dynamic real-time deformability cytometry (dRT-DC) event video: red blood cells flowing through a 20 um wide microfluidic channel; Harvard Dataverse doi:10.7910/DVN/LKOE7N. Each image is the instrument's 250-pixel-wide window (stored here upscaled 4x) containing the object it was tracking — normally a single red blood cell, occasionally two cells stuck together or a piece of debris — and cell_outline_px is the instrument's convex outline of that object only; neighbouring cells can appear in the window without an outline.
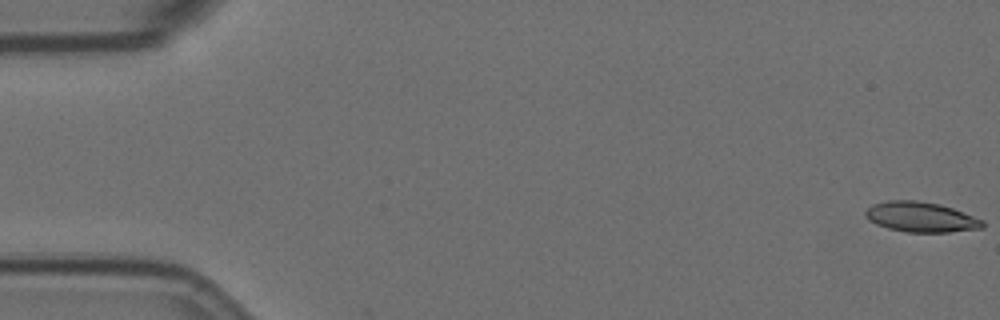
{"species": "Egyptian fruit bat (a non-hibernating species)", "species_latin": "Rousettus aegyptiacus", "temperature_condition": "room temperature", "stored_images_in_passage": 52, "camera_frame_rate_fps": 3000, "um_per_image_px": 0.085, "animal": {"sex": "female"}, "frame": {"image": 1, "passage_image": 1, "time_ms": 0.0, "image_size_px": [1000, 320], "cell_outline_px": [[984, 228], [948, 232], [904, 232], [888, 228], [876, 224], [868, 220], [864, 216], [864, 212], [872, 204], [884, 200], [916, 200], [940, 204], [952, 208], [984, 220]], "centroid_in_image_um": [78.25, 18.44], "position_along_channel_um": 6.8, "area_um2": 20.75}}
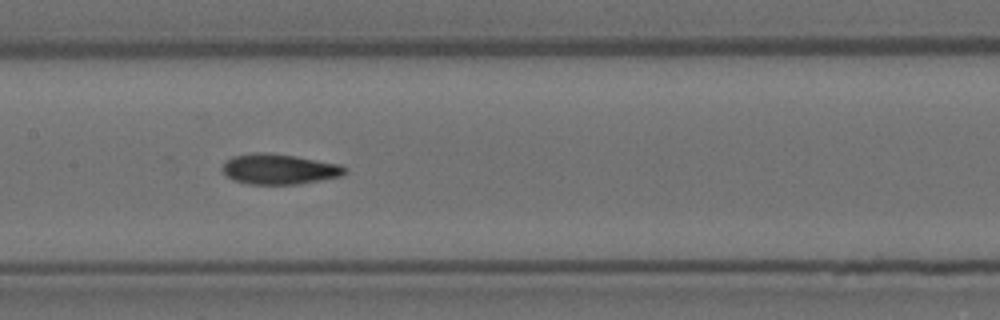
{"frame": {"image": 2, "passage_image": 28, "time_ms": 9.0, "image_size_px": [1000, 320], "cell_outline_px": [[348, 172], [340, 176], [300, 184], [248, 184], [232, 180], [224, 172], [224, 164], [232, 156], [256, 152], [268, 152], [296, 156], [340, 164], [348, 168]], "centroid_in_image_um": [23.77, 14.37], "position_along_channel_um": 183.6, "area_um2": 21.68}}
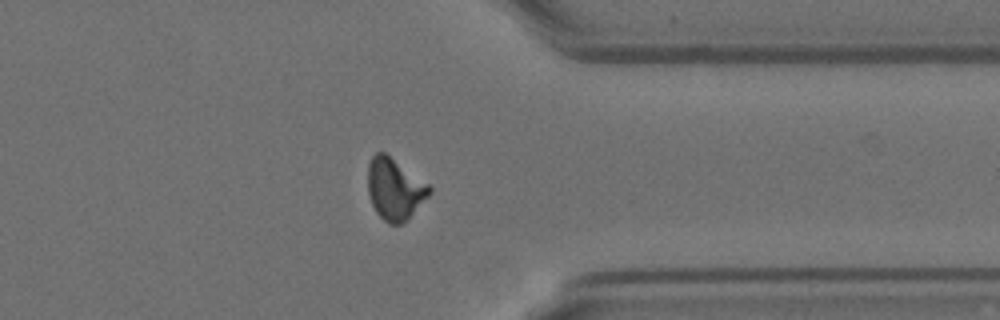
{"frame": {"image": 3, "passage_image": 45, "time_ms": 14.667, "image_size_px": [1000, 320], "cell_outline_px": [[432, 192], [408, 220], [400, 224], [388, 224], [376, 212], [372, 204], [368, 192], [368, 164], [372, 156], [376, 152], [384, 152], [428, 184], [432, 188]], "centroid_in_image_um": [33.55, 16.09], "position_along_channel_um": 377.9, "area_um2": 21.96}, "authors_computed_cell_mechanics": {"area_um2": 21.2993, "velocity_mm_per_s": 3.568, "shape_relaxation_time_tau1_ms": null, "shape_relaxation_time_tau2_ms": 4.0331, "deformation_change_tau1": null, "deformation_change_tau2": 0.1019}}